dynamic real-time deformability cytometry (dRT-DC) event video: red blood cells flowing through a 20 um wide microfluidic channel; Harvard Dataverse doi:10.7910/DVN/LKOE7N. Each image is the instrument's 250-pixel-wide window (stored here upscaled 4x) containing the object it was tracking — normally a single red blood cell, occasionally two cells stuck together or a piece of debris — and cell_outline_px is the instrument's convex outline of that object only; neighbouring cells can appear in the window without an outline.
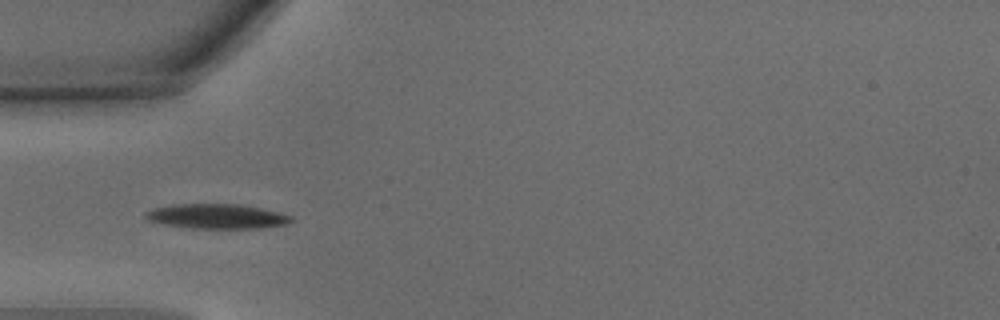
{"species": "common noctule bat (a hibernating species)", "species_latin": "Nyctalus noctula", "temperature_condition": "warm", "stored_images_in_passage": 6, "camera_frame_rate_fps": 3000, "um_per_image_px": 0.085, "animal": {"sex": "male", "body_mass_g": 15.6}, "frame": {"image": 1, "passage_image": 1, "time_ms": 0.0, "image_size_px": [1000, 320], "cell_outline_px": [[292, 220], [288, 224], [264, 228], [192, 228], [164, 224], [148, 220], [144, 216], [144, 212], [152, 208], [172, 204], [240, 204], [260, 208], [292, 216]], "centroid_in_image_um": [18.4, 18.38], "position_along_channel_um": 66.6, "area_um2": 20.98}}
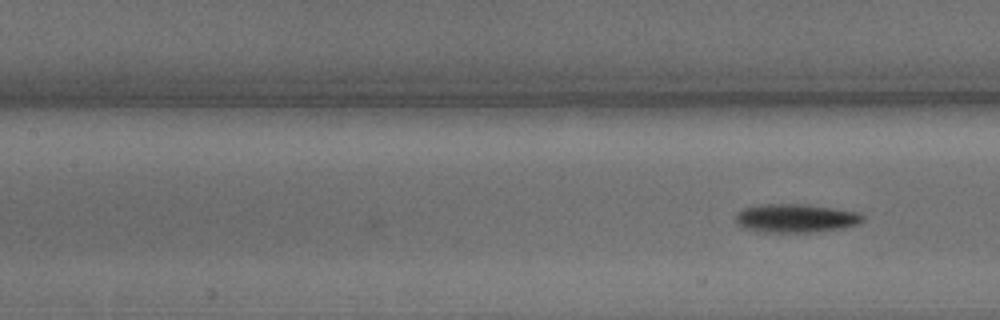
{"frame": {"image": 2, "passage_image": 6, "time_ms": 1.667, "image_size_px": [1000, 320], "cell_outline_px": [[864, 220], [860, 224], [844, 228], [816, 232], [756, 232], [744, 228], [736, 224], [736, 212], [744, 208], [760, 204], [800, 204], [860, 212], [864, 216]], "centroid_in_image_um": [67.63, 18.56], "position_along_channel_um": 139.8, "area_um2": 21.39}}